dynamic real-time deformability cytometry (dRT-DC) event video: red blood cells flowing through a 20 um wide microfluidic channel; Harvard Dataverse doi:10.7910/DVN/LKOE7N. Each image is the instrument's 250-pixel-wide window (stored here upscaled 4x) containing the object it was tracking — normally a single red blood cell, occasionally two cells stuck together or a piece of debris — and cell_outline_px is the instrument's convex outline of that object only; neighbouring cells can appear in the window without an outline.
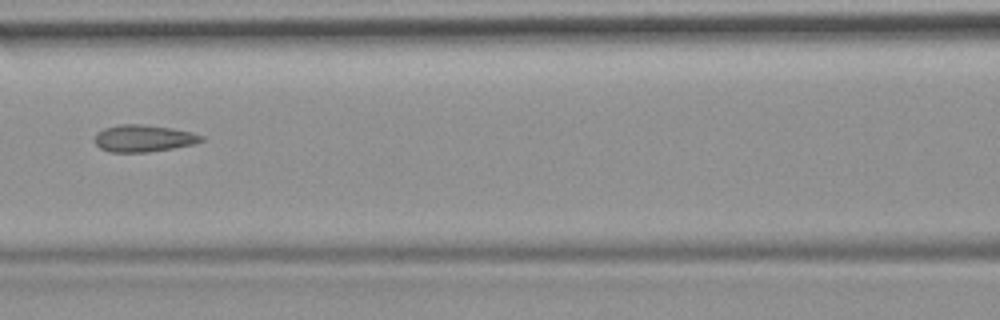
{"species": "common noctule bat (a hibernating species)", "species_latin": "Nyctalus noctula", "temperature_condition": "room temperature", "stored_images_in_passage": 9, "camera_frame_rate_fps": 3000, "um_per_image_px": 0.085, "animal": {"sex": "female", "body_mass_g": 19.9}, "frame": {"image": 1, "passage_image": 6, "time_ms": 6.0, "image_size_px": [1000, 320], "cell_outline_px": [[204, 140], [196, 144], [148, 152], [108, 152], [100, 148], [92, 140], [96, 132], [104, 128], [120, 124], [140, 124], [172, 128], [192, 132], [204, 136]], "centroid_in_image_um": [12.18, 11.76], "position_along_channel_um": 154.4, "area_um2": 16.99}}